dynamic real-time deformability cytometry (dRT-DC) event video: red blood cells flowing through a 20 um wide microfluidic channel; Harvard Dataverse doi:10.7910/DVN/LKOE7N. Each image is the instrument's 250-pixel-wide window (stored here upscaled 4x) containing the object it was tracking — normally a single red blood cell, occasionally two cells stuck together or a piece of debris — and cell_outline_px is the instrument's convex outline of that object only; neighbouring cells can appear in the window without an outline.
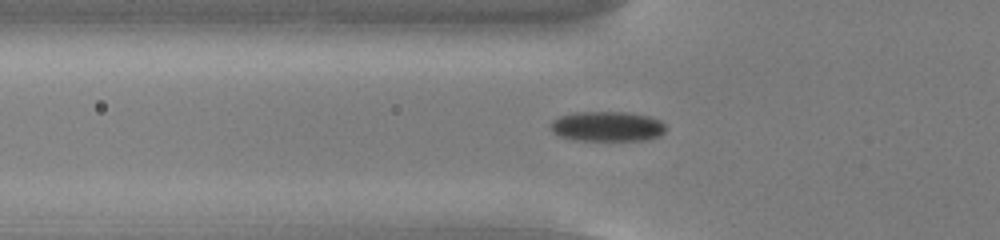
{"species": "common noctule bat (a hibernating species)", "species_latin": "Nyctalus noctula", "temperature_condition": "cold", "stored_images_in_passage": 56, "camera_frame_rate_fps": 3000, "um_per_image_px": 0.085, "animal": {"sex": "male", "body_mass_g": 13.0, "forearm_length_mm": 53.1}, "frame": {"image": 1, "passage_image": 20, "time_ms": 6.333, "image_size_px": [1000, 240], "cell_outline_px": [[664, 132], [660, 136], [644, 140], [572, 140], [560, 136], [552, 132], [552, 120], [560, 116], [576, 112], [628, 112], [648, 116], [660, 120], [664, 124]], "centroid_in_image_um": [51.61, 10.74], "position_along_channel_um": 74.2, "area_um2": 20.06}}
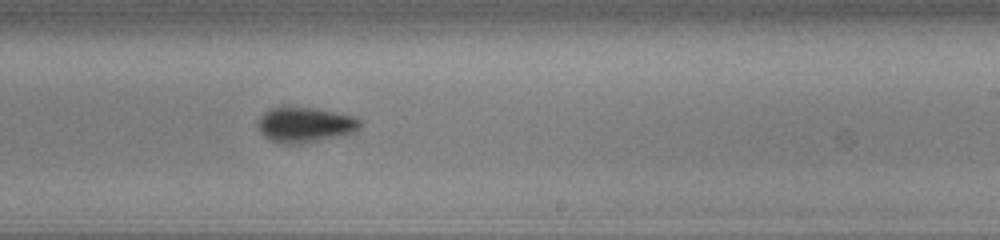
{"frame": {"image": 2, "passage_image": 35, "time_ms": 11.333, "image_size_px": [1000, 240], "cell_outline_px": [[360, 124], [356, 132], [340, 136], [300, 144], [284, 144], [268, 140], [256, 128], [256, 124], [260, 116], [268, 108], [320, 108], [352, 116], [360, 120]], "centroid_in_image_um": [25.88, 10.62], "position_along_channel_um": 263.1, "area_um2": 21.1}}
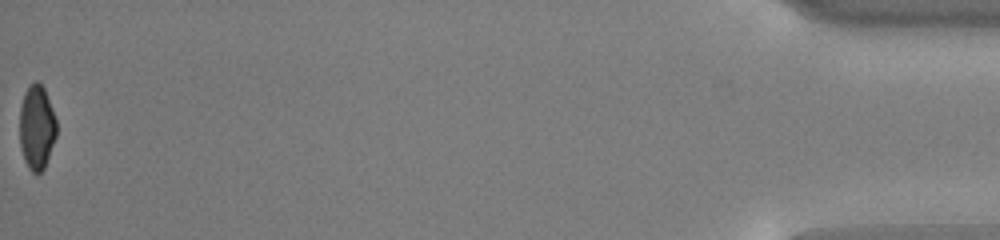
{"frame": {"image": 3, "passage_image": 56, "time_ms": 18.333, "image_size_px": [1000, 240], "cell_outline_px": [[56, 136], [44, 168], [40, 172], [32, 172], [28, 168], [24, 160], [20, 144], [20, 108], [24, 92], [36, 80], [44, 88], [56, 120]], "centroid_in_image_um": [3.11, 10.83], "position_along_channel_um": 432.1, "area_um2": 17.86}, "authors_computed_cell_mechanics": {"area_um2": 19.4497, "velocity_mm_per_s": 3.7825, "shape_relaxation_time_tau1_ms": 3.4585, "shape_relaxation_time_tau2_ms": null, "deformation_change_tau1": 0.0786, "deformation_change_tau2": null}}